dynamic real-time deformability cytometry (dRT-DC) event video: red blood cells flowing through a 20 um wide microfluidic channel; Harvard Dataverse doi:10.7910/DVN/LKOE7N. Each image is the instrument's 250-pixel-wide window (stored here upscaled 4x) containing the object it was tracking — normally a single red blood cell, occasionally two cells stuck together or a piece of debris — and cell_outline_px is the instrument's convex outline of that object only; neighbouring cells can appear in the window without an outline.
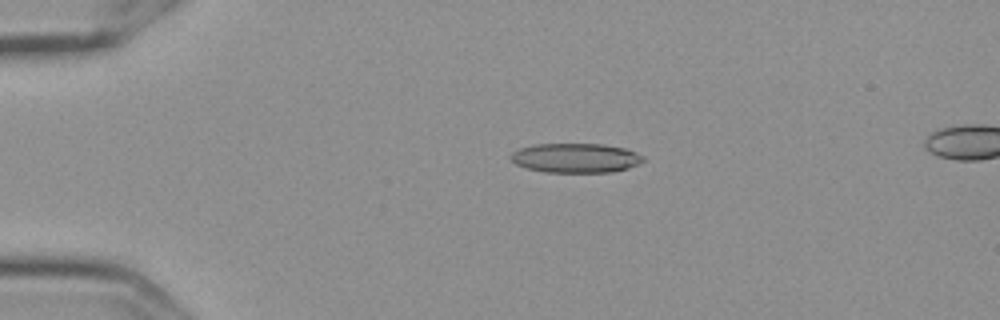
{"species": "Egyptian fruit bat (a non-hibernating species)", "species_latin": "Rousettus aegyptiacus", "temperature_condition": "cold", "stored_images_in_passage": 38, "camera_frame_rate_fps": 3000, "um_per_image_px": 0.085, "frame": {"image": 1, "passage_image": 1, "time_ms": 0.0, "image_size_px": [1000, 320], "cell_outline_px": [[644, 160], [628, 168], [612, 172], [544, 172], [528, 168], [516, 164], [508, 156], [512, 152], [520, 148], [536, 144], [604, 144], [628, 148], [644, 156]], "centroid_in_image_um": [48.94, 13.42], "position_along_channel_um": 36.1, "area_um2": 22.77}}
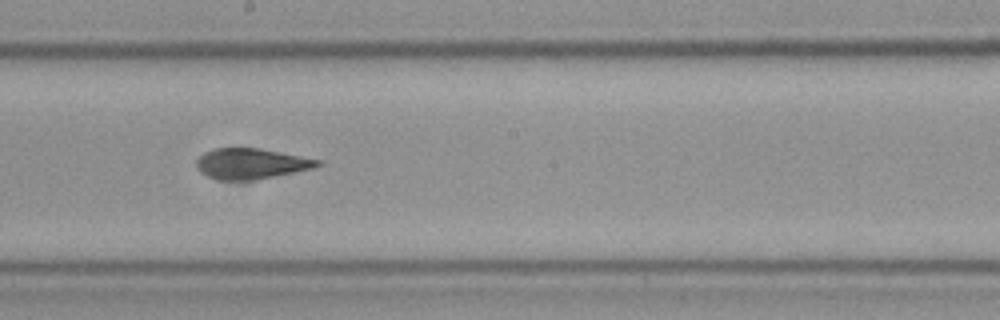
{"frame": {"image": 2, "passage_image": 20, "time_ms": 6.333, "image_size_px": [1000, 320], "cell_outline_px": [[324, 164], [312, 168], [272, 176], [248, 180], [220, 180], [208, 176], [200, 172], [196, 168], [196, 160], [204, 152], [212, 148], [260, 148], [320, 160]], "centroid_in_image_um": [21.29, 13.9], "position_along_channel_um": 226.9, "area_um2": 21.33}}
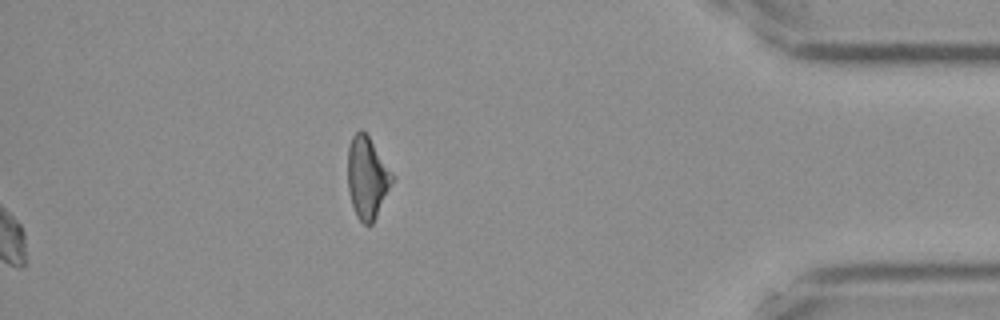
{"frame": {"image": 3, "passage_image": 38, "time_ms": 12.333, "image_size_px": [1000, 320], "cell_outline_px": [[396, 176], [372, 224], [364, 224], [356, 216], [352, 204], [348, 188], [348, 148], [352, 136], [360, 128], [368, 136]], "centroid_in_image_um": [31.22, 15.08], "position_along_channel_um": 404.0, "area_um2": 21.15}, "authors_computed_cell_mechanics": {"area_um2": 21.7617, "velocity_mm_per_s": 3.603, "shape_relaxation_time_tau1_ms": 10.4784, "shape_relaxation_time_tau2_ms": 2.5257, "deformation_change_tau1": 0.2259, "deformation_change_tau2": 0.1178}}